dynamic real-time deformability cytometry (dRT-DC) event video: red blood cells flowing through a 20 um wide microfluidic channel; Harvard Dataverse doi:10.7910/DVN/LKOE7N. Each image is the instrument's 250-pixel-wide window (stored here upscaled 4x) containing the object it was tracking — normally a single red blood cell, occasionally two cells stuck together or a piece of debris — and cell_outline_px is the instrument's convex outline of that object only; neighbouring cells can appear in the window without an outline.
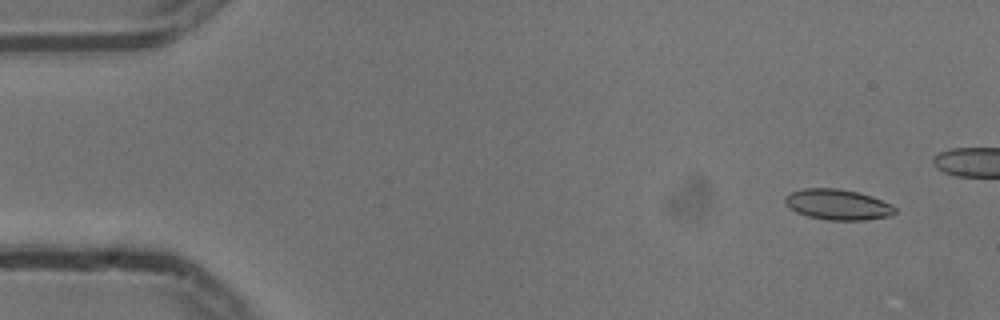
{"species": "common noctule bat (a hibernating species)", "species_latin": "Nyctalus noctula", "temperature_condition": "cold", "stored_images_in_passage": 56, "camera_frame_rate_fps": 3000, "um_per_image_px": 0.085, "animal": {"sex": "male", "body_mass_g": 13.3}, "frame": {"image": 1, "passage_image": 4, "time_ms": 1.0, "image_size_px": [1000, 320], "cell_outline_px": [[896, 212], [892, 216], [864, 220], [828, 220], [808, 216], [796, 212], [788, 208], [784, 200], [784, 196], [792, 192], [804, 188], [836, 188], [856, 192], [872, 196], [892, 204], [896, 208]], "centroid_in_image_um": [71.21, 17.39], "position_along_channel_um": 13.8, "area_um2": 19.71}}
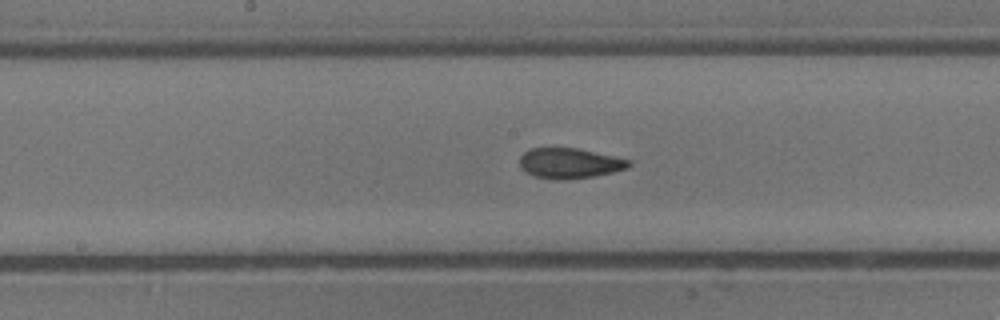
{"frame": {"image": 2, "passage_image": 28, "time_ms": 9.0, "image_size_px": [1000, 320], "cell_outline_px": [[632, 164], [628, 168], [596, 176], [560, 180], [556, 180], [532, 176], [520, 168], [520, 156], [528, 148], [576, 148], [632, 160]], "centroid_in_image_um": [48.4, 13.88], "position_along_channel_um": 199.8, "area_um2": 19.42}}
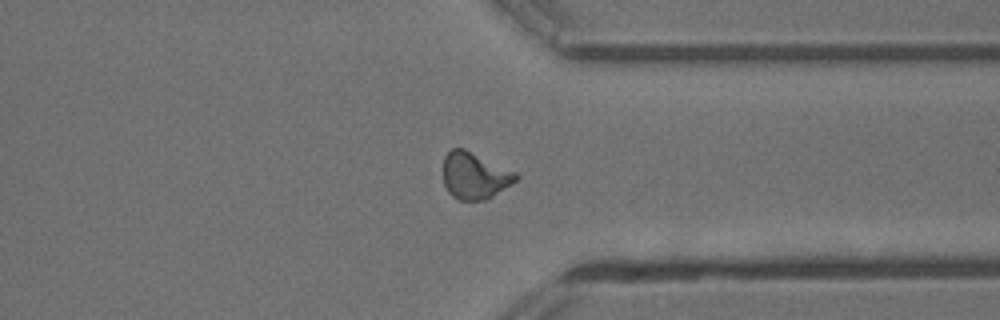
{"frame": {"image": 3, "passage_image": 42, "time_ms": 13.667, "image_size_px": [1000, 320], "cell_outline_px": [[520, 176], [516, 180], [488, 200], [460, 200], [452, 196], [448, 192], [444, 184], [444, 156], [452, 148], [464, 148], [516, 172]], "centroid_in_image_um": [40.34, 14.94], "position_along_channel_um": 371.1, "area_um2": 19.77}, "authors_computed_cell_mechanics": {"area_um2": 19.3341, "velocity_mm_per_s": 3.7263, "shape_relaxation_time_tau1_ms": 5.7618, "shape_relaxation_time_tau2_ms": 1.5985, "deformation_change_tau1": 0.1904, "deformation_change_tau2": 0.0887}}